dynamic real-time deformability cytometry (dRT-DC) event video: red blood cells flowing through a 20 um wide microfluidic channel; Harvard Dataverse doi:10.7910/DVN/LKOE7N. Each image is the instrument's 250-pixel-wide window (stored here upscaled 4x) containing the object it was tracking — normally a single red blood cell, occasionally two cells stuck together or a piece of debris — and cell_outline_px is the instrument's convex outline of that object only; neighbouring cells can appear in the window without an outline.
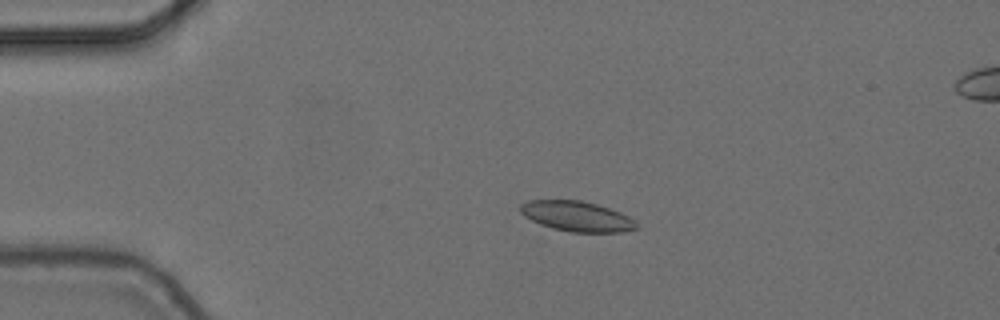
{"species": "common noctule bat (a hibernating species)", "species_latin": "Nyctalus noctula", "temperature_condition": "cold", "stored_images_in_passage": 6, "camera_frame_rate_fps": 3000, "um_per_image_px": 0.085, "animal": {"sex": "female", "body_mass_g": 24.6, "forearm_length_mm": 56.2}, "frame": {"image": 1, "passage_image": 4, "time_ms": 1.0, "image_size_px": [1000, 320], "cell_outline_px": [[640, 228], [624, 232], [572, 232], [552, 228], [540, 224], [524, 216], [520, 212], [520, 204], [528, 200], [580, 200], [596, 204], [620, 212], [636, 220]], "centroid_in_image_um": [49.06, 18.39], "position_along_channel_um": 35.9, "area_um2": 20.52}}